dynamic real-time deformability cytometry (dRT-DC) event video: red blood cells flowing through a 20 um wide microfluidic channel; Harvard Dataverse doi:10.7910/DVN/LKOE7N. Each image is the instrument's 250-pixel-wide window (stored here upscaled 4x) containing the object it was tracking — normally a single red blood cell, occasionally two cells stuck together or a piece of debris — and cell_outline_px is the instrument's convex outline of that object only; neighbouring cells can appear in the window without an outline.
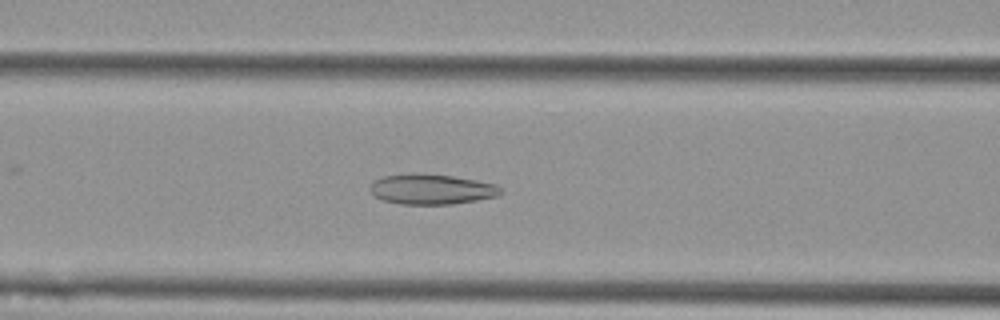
{"species": "Egyptian fruit bat (a non-hibernating species)", "species_latin": "Rousettus aegyptiacus", "temperature_condition": "cold", "stored_images_in_passage": 51, "camera_frame_rate_fps": 3000, "um_per_image_px": 0.085, "animal": {"sex": "female"}, "frame": {"image": 1, "passage_image": 24, "time_ms": 7.667, "image_size_px": [1000, 320], "cell_outline_px": [[504, 192], [496, 196], [476, 200], [452, 204], [400, 204], [380, 200], [368, 188], [376, 180], [384, 176], [420, 172], [452, 176], [476, 180], [492, 184], [504, 188]], "centroid_in_image_um": [36.68, 16.08], "position_along_channel_um": 129.9, "area_um2": 23.06}}
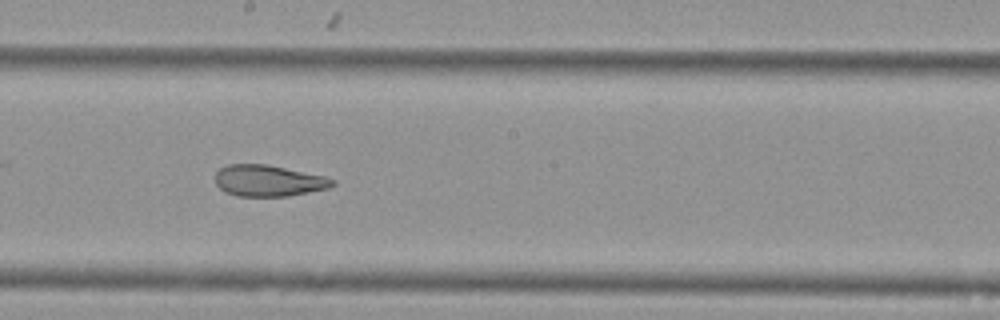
{"frame": {"image": 2, "passage_image": 32, "time_ms": 10.333, "image_size_px": [1000, 320], "cell_outline_px": [[336, 184], [328, 188], [288, 196], [236, 196], [224, 192], [216, 184], [216, 172], [220, 168], [228, 164], [268, 164], [324, 176], [336, 180]], "centroid_in_image_um": [22.81, 15.36], "position_along_channel_um": 225.4, "area_um2": 21.44}}
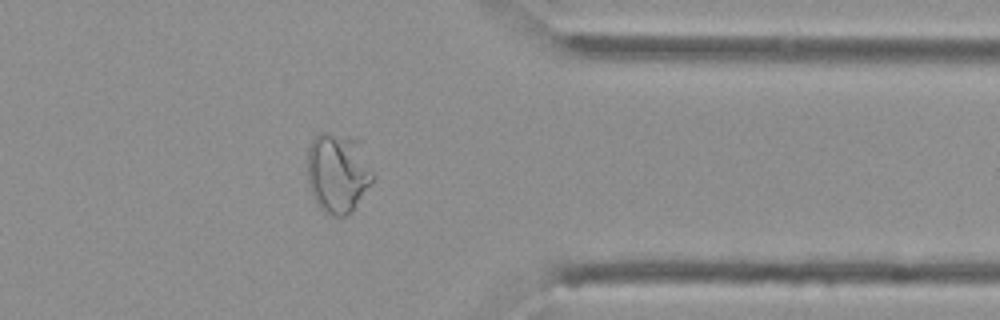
{"frame": {"image": 3, "passage_image": 46, "time_ms": 15.0, "image_size_px": [1000, 320], "cell_outline_px": [[372, 180], [352, 212], [344, 216], [332, 216], [324, 212], [316, 204], [312, 196], [308, 184], [308, 148], [312, 140], [320, 132], [324, 132], [360, 140], [372, 172]], "centroid_in_image_um": [28.69, 14.71], "position_along_channel_um": 382.7, "area_um2": 30.35}, "authors_computed_cell_mechanics": {"area_um2": 25.432, "velocity_mm_per_s": 3.6051, "shape_relaxation_time_tau1_ms": null, "shape_relaxation_time_tau2_ms": 3.6699, "deformation_change_tau1": null, "deformation_change_tau2": 0.1239}}